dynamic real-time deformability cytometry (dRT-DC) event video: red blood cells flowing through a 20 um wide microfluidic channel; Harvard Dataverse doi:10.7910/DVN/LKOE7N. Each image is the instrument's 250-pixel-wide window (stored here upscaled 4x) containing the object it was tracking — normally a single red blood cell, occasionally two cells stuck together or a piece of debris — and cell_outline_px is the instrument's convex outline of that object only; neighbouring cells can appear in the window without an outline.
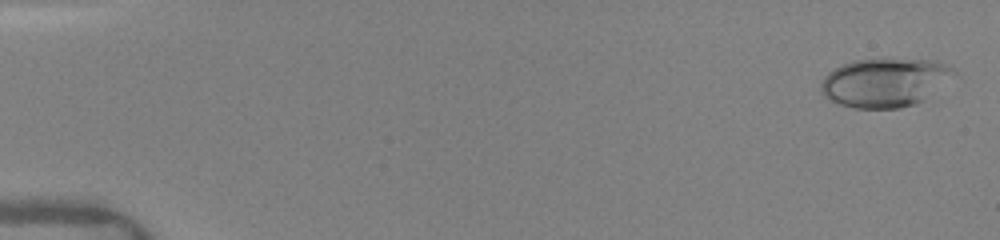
{"species": "human", "species_latin": "Homo sapiens", "temperature_condition": "warm", "stored_images_in_passage": 100, "camera_frame_rate_fps": 3000, "um_per_image_px": 0.085, "donor": {"sex": "female"}, "frame": {"image": 1, "passage_image": 3, "time_ms": 0.333, "image_size_px": [1000, 240], "cell_outline_px": [[948, 68], [924, 100], [916, 104], [900, 108], [856, 108], [840, 104], [824, 96], [820, 92], [820, 84], [824, 76], [828, 72], [852, 60], [880, 56], [936, 60], [944, 64]], "centroid_in_image_um": [74.99, 6.97], "position_along_channel_um": 10.0, "area_um2": 36.99}}
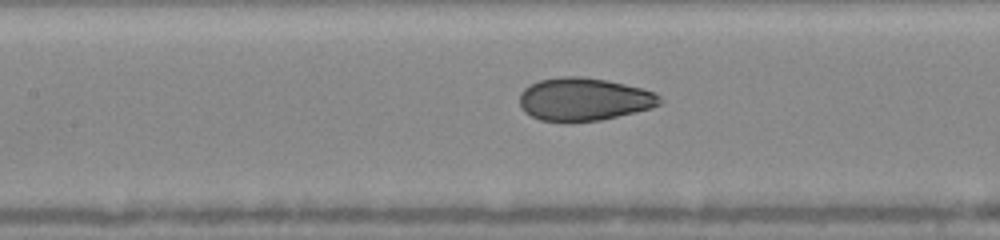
{"frame": {"image": 2, "passage_image": 38, "time_ms": 7.667, "image_size_px": [1000, 240], "cell_outline_px": [[664, 100], [660, 104], [652, 108], [636, 112], [600, 120], [540, 120], [524, 112], [520, 108], [520, 92], [524, 88], [540, 80], [560, 76], [580, 76], [604, 80], [644, 88], [656, 92]], "centroid_in_image_um": [49.67, 8.42], "position_along_channel_um": 157.7, "area_um2": 34.85}}
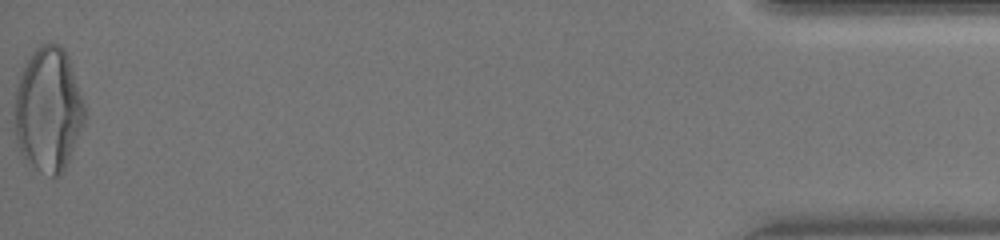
{"frame": {"image": 3, "passage_image": 98, "time_ms": 16.333, "image_size_px": [1000, 240], "cell_outline_px": [[84, 124], [68, 160], [60, 176], [52, 176], [36, 168], [20, 152], [16, 140], [16, 88], [20, 72], [24, 64], [36, 48], [40, 44], [52, 40], [60, 44], [64, 48], [68, 56], [84, 104]], "centroid_in_image_um": [4.11, 9.26], "position_along_channel_um": 431.1, "area_um2": 50.29}, "authors_computed_cell_mechanics": {"area_um2": 35.4314, "velocity_mm_per_s": 4.1447, "shape_relaxation_time_tau1_ms": 6.2754, "shape_relaxation_time_tau2_ms": null, "deformation_change_tau1": 0.1988, "deformation_change_tau2": null}}